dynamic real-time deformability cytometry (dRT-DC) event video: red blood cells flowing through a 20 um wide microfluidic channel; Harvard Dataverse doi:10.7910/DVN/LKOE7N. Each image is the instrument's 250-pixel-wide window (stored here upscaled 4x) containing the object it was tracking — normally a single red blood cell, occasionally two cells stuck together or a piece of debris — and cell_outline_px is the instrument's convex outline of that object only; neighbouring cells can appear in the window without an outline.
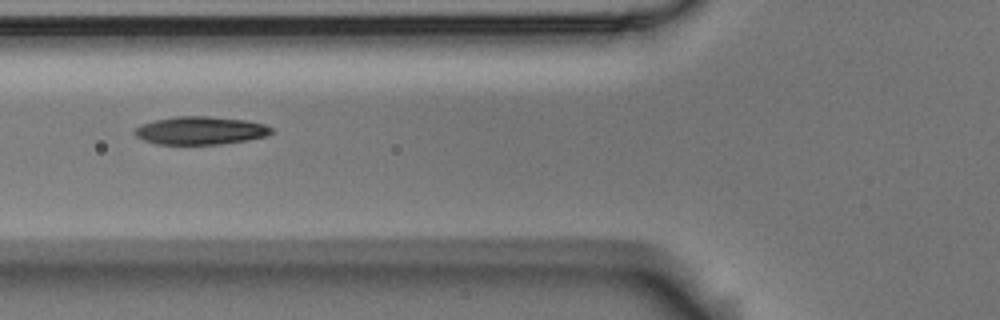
{"species": "Egyptian fruit bat (a non-hibernating species)", "species_latin": "Rousettus aegyptiacus", "temperature_condition": "room temperature", "stored_images_in_passage": 7, "camera_frame_rate_fps": 3000, "um_per_image_px": 0.085, "animal": {"sex": "male"}, "frame": {"image": 1, "passage_image": 6, "time_ms": 1.667, "image_size_px": [1000, 320], "cell_outline_px": [[272, 132], [264, 136], [248, 140], [220, 144], [156, 144], [144, 140], [136, 136], [132, 132], [132, 128], [140, 124], [156, 120], [176, 116], [208, 116], [244, 120], [264, 124], [272, 128]], "centroid_in_image_um": [16.97, 11.09], "position_along_channel_um": 108.8, "area_um2": 22.31}}
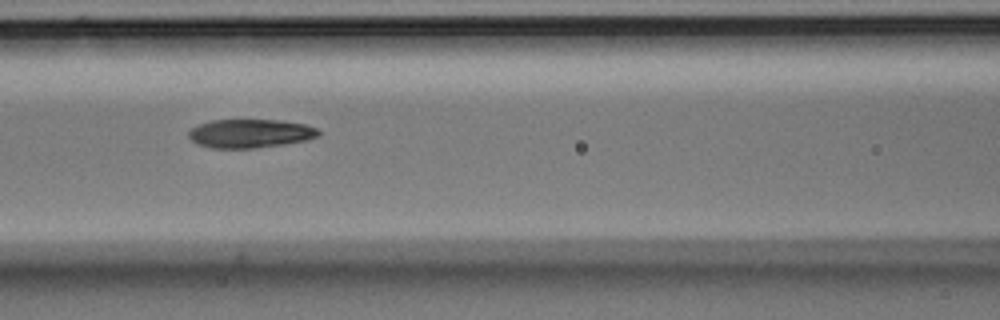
{"frame": {"image": 2, "passage_image": 7, "time_ms": 2.0, "image_size_px": [1000, 320], "cell_outline_px": [[320, 136], [304, 140], [284, 144], [256, 148], [212, 148], [196, 144], [188, 136], [188, 132], [192, 128], [200, 124], [212, 120], [280, 120], [304, 124], [316, 128], [320, 132]], "centroid_in_image_um": [21.25, 11.35], "position_along_channel_um": 145.3, "area_um2": 21.62}}